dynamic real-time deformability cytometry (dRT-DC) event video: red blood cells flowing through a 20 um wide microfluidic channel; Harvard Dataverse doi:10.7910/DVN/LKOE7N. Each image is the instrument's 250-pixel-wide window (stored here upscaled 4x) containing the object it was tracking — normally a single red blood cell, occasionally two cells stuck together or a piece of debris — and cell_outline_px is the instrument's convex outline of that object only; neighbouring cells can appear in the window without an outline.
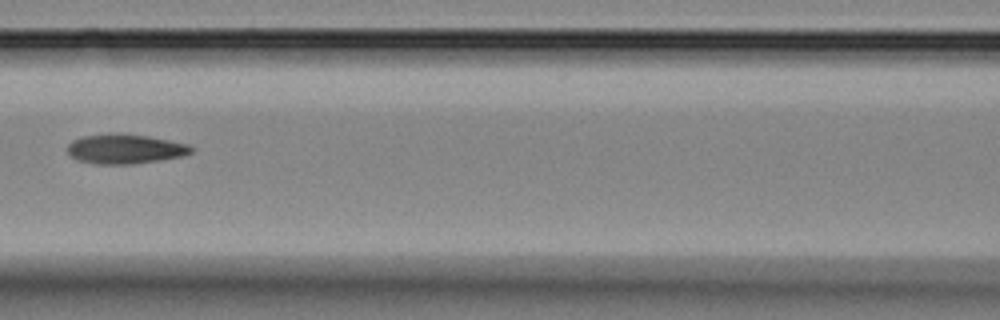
{"species": "Egyptian fruit bat (a non-hibernating species)", "species_latin": "Rousettus aegyptiacus", "temperature_condition": "room temperature", "stored_images_in_passage": 7, "camera_frame_rate_fps": 3000, "um_per_image_px": 0.085, "animal": {"sex": "female"}, "frame": {"image": 1, "passage_image": 7, "time_ms": 7.667, "image_size_px": [1000, 320], "cell_outline_px": [[192, 152], [184, 156], [160, 160], [132, 164], [96, 164], [76, 160], [68, 152], [68, 144], [72, 140], [84, 136], [108, 132], [120, 132], [148, 136], [188, 144], [192, 148]], "centroid_in_image_um": [10.61, 12.64], "position_along_channel_um": 156.0, "area_um2": 21.62}}